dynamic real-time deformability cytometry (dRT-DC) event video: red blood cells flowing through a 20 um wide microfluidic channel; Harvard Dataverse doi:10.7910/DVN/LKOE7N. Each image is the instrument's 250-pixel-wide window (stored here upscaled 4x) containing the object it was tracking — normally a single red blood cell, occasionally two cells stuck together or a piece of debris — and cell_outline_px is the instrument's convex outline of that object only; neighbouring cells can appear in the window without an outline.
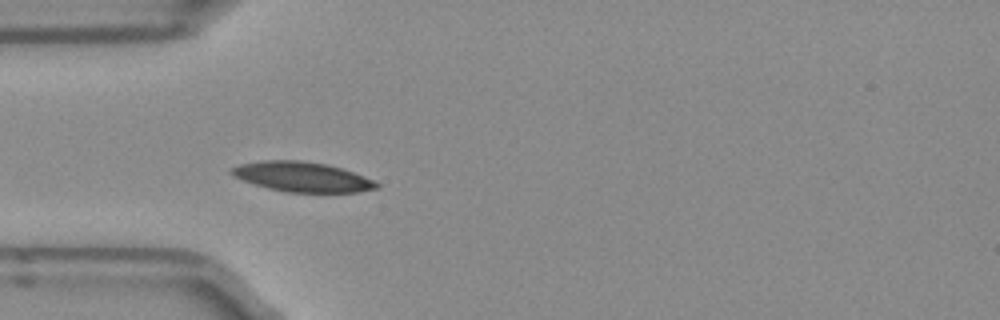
{"species": "Egyptian fruit bat (a non-hibernating species)", "species_latin": "Rousettus aegyptiacus", "temperature_condition": "room temperature", "stored_images_in_passage": 37, "camera_frame_rate_fps": 3000, "um_per_image_px": 0.085, "frame": {"image": 1, "passage_image": 1, "time_ms": 0.0, "image_size_px": [1000, 320], "cell_outline_px": [[380, 188], [360, 192], [288, 192], [268, 188], [232, 176], [228, 172], [232, 168], [240, 164], [264, 160], [300, 160], [324, 164], [340, 168], [364, 176], [380, 184]], "centroid_in_image_um": [25.69, 15.03], "position_along_channel_um": 59.3, "area_um2": 25.03}}
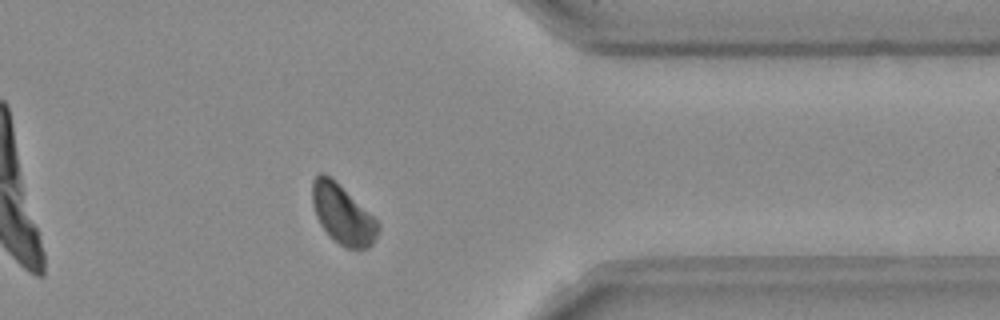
{"frame": {"image": 2, "passage_image": 27, "time_ms": 8.667, "image_size_px": [1000, 320], "cell_outline_px": [[380, 228], [372, 244], [368, 248], [348, 248], [340, 244], [320, 224], [316, 216], [312, 204], [312, 180], [320, 172], [324, 172], [372, 216], [380, 224]], "centroid_in_image_um": [29.1, 18.22], "position_along_channel_um": 382.3, "area_um2": 21.91}}
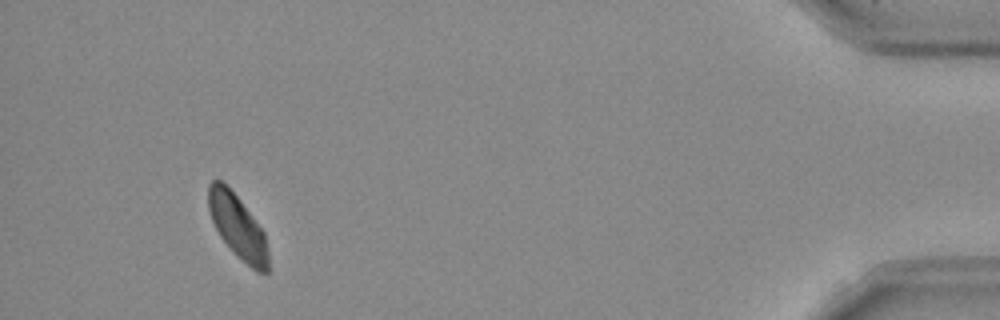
{"frame": {"image": 3, "passage_image": 34, "time_ms": 11.0, "image_size_px": [1000, 320], "cell_outline_px": [[268, 272], [256, 272], [220, 236], [212, 220], [208, 208], [208, 184], [212, 180], [220, 180], [240, 200], [264, 232], [268, 252]], "centroid_in_image_um": [20.2, 19.23], "position_along_channel_um": 415.0, "area_um2": 21.44}, "authors_computed_cell_mechanics": {"area_um2": 23.698, "velocity_mm_per_s": 3.9048, "shape_relaxation_time_tau1_ms": 3.75, "shape_relaxation_time_tau2_ms": null, "deformation_change_tau1": 0.0855, "deformation_change_tau2": null}}